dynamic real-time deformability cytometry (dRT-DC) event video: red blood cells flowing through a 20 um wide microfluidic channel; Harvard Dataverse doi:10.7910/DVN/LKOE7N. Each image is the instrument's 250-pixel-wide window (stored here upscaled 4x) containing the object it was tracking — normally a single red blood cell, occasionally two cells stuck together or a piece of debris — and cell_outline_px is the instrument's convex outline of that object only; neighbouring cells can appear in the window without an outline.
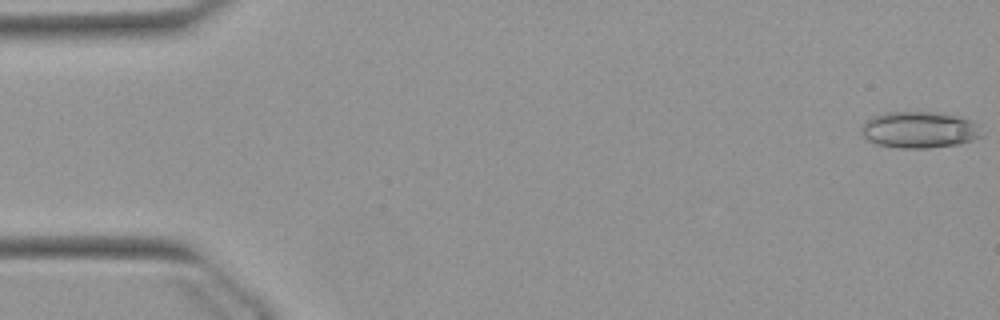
{"species": "Egyptian fruit bat (a non-hibernating species)", "species_latin": "Rousettus aegyptiacus", "temperature_condition": "warm", "stored_images_in_passage": 52, "camera_frame_rate_fps": 3000, "um_per_image_px": 0.085, "animal": {"sex": "female"}, "frame": {"image": 1, "passage_image": 1, "time_ms": 0.0, "image_size_px": [1000, 320], "cell_outline_px": [[984, 136], [960, 144], [928, 148], [900, 148], [876, 144], [868, 140], [860, 132], [860, 128], [872, 116], [884, 112], [936, 112], [956, 116], [980, 124]], "centroid_in_image_um": [78.17, 11.04], "position_along_channel_um": 6.8, "area_um2": 25.78}}
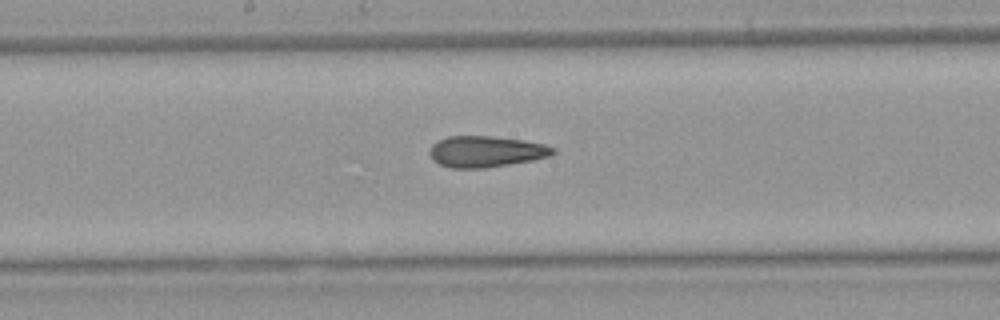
{"frame": {"image": 2, "passage_image": 27, "time_ms": 8.667, "image_size_px": [1000, 320], "cell_outline_px": [[556, 152], [548, 156], [532, 160], [484, 168], [448, 168], [432, 160], [428, 152], [432, 144], [436, 140], [448, 136], [492, 136], [524, 140], [544, 144], [556, 148]], "centroid_in_image_um": [41.26, 12.87], "position_along_channel_um": 206.9, "area_um2": 22.54}}
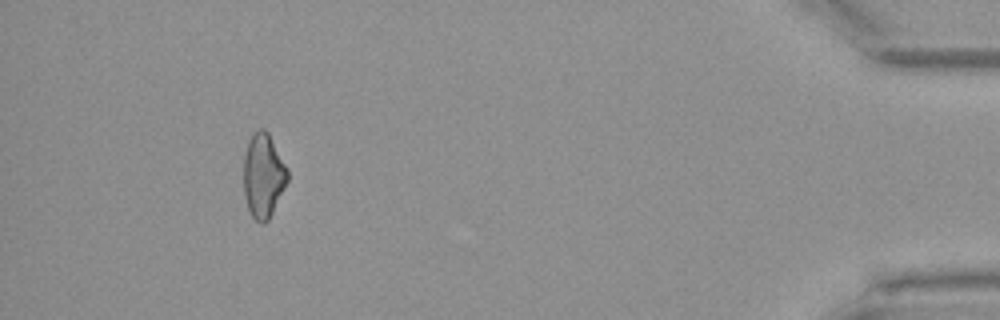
{"frame": {"image": 3, "passage_image": 48, "time_ms": 15.667, "image_size_px": [1000, 320], "cell_outline_px": [[288, 180], [268, 220], [264, 224], [260, 224], [252, 216], [248, 208], [244, 196], [244, 156], [248, 140], [260, 128], [264, 128], [268, 132], [288, 168]], "centroid_in_image_um": [22.38, 14.92], "position_along_channel_um": 412.8, "area_um2": 21.44}, "authors_computed_cell_mechanics": {"area_um2": 22.7443, "velocity_mm_per_s": 3.9107, "shape_relaxation_time_tau1_ms": null, "shape_relaxation_time_tau2_ms": 3.8544, "deformation_change_tau1": null, "deformation_change_tau2": 0.1337}}